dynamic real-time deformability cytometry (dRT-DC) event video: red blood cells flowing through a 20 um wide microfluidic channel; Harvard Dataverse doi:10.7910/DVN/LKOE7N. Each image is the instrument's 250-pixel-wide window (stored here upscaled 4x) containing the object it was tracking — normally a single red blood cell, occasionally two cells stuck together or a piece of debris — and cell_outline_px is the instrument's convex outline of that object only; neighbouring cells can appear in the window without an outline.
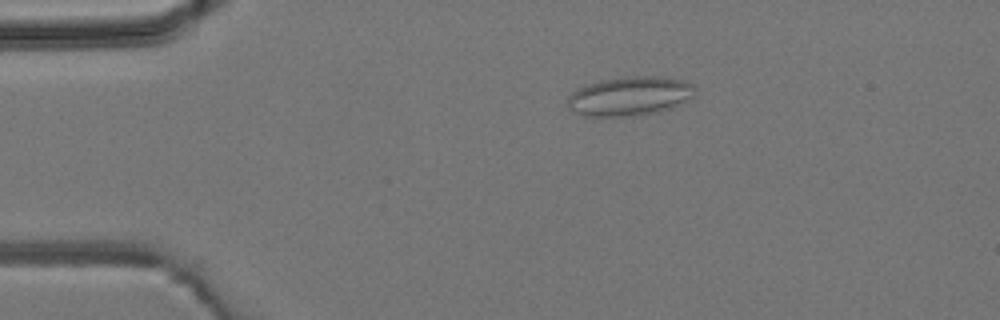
{"species": "common noctule bat (a hibernating species)", "species_latin": "Nyctalus noctula", "temperature_condition": "room temperature", "stored_images_in_passage": 5, "camera_frame_rate_fps": 3000, "um_per_image_px": 0.085, "animal": {"sex": "male", "body_mass_g": 19.2, "forearm_length_mm": 51.8}, "frame": {"image": 1, "passage_image": 5, "time_ms": 4.667, "image_size_px": [1000, 320], "cell_outline_px": [[696, 96], [692, 100], [672, 108], [660, 112], [624, 116], [584, 116], [568, 108], [568, 96], [572, 92], [584, 84], [624, 76], [656, 76], [684, 80], [692, 84], [696, 88]], "centroid_in_image_um": [53.59, 8.16], "position_along_channel_um": 31.4, "area_um2": 29.48}}